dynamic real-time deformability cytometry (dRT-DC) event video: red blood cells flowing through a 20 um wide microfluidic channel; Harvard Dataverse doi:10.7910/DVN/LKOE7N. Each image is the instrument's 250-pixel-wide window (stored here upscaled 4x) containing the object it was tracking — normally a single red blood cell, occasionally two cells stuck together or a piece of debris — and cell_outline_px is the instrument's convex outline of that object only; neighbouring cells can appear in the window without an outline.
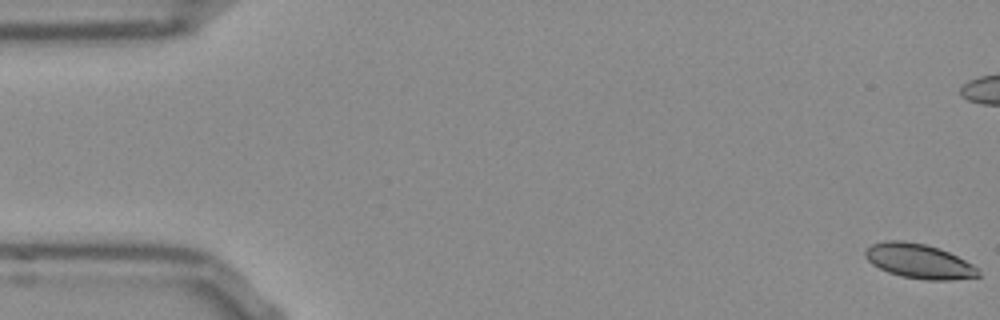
{"species": "Egyptian fruit bat (a non-hibernating species)", "species_latin": "Rousettus aegyptiacus", "temperature_condition": "room temperature", "stored_images_in_passage": 54, "camera_frame_rate_fps": 3000, "um_per_image_px": 0.085, "frame": {"image": 1, "passage_image": 1, "time_ms": 0.0, "image_size_px": [1000, 320], "cell_outline_px": [[980, 276], [952, 280], [928, 280], [900, 276], [888, 272], [872, 264], [864, 256], [864, 252], [872, 244], [884, 240], [904, 240], [924, 244], [940, 248], [972, 264], [980, 272]], "centroid_in_image_um": [78.09, 22.19], "position_along_channel_um": 6.9, "area_um2": 22.72}}
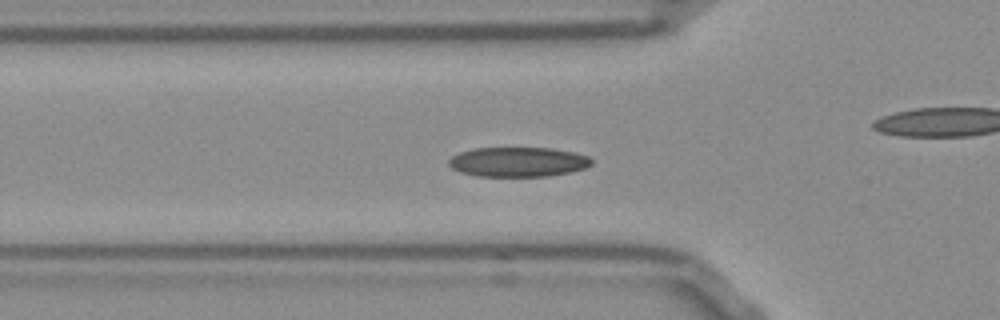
{"frame": {"image": 2, "passage_image": 18, "time_ms": 5.667, "image_size_px": [1000, 320], "cell_outline_px": [[592, 164], [584, 168], [572, 172], [548, 176], [476, 176], [460, 172], [452, 168], [448, 164], [448, 160], [452, 156], [460, 152], [472, 148], [552, 148], [572, 152], [588, 156], [592, 160]], "centroid_in_image_um": [44.02, 13.76], "position_along_channel_um": 81.8, "area_um2": 24.74}}
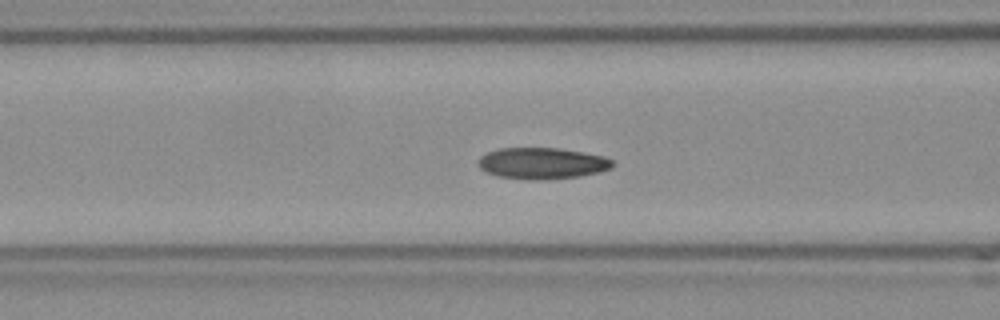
{"frame": {"image": 3, "passage_image": 21, "time_ms": 6.667, "image_size_px": [1000, 320], "cell_outline_px": [[616, 164], [612, 168], [600, 172], [580, 176], [544, 180], [536, 180], [500, 176], [488, 172], [480, 168], [480, 156], [488, 152], [500, 148], [560, 148], [584, 152], [604, 156], [612, 160]], "centroid_in_image_um": [46.16, 13.87], "position_along_channel_um": 120.4, "area_um2": 24.45}, "authors_computed_cell_mechanics": {"area_um2": 23.8714, "velocity_mm_per_s": 3.7954, "shape_relaxation_time_tau1_ms": 2.8807, "shape_relaxation_time_tau2_ms": 2.035, "deformation_change_tau1": 0.1036, "deformation_change_tau2": 0.0697}}